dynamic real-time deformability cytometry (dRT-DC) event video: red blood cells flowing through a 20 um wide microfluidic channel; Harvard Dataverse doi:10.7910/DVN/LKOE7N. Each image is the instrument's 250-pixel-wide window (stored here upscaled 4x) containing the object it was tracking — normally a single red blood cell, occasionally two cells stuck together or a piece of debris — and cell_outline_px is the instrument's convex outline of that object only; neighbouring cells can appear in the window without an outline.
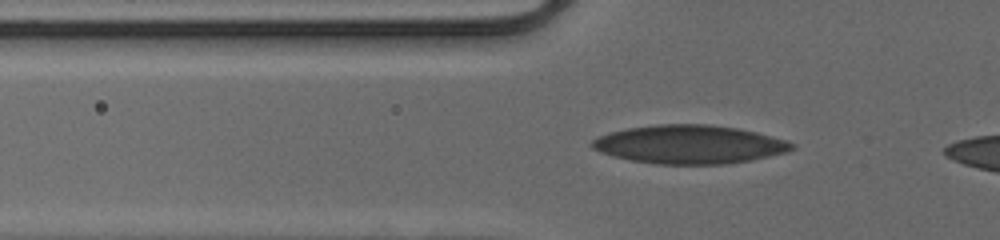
{"species": "human", "species_latin": "Homo sapiens", "temperature_condition": "cold", "stored_images_in_passage": 35, "camera_frame_rate_fps": 3000, "um_per_image_px": 0.085, "donor": {"sex": "male"}, "frame": {"image": 1, "passage_image": 6, "time_ms": 1.667, "image_size_px": [1000, 240], "cell_outline_px": [[796, 148], [788, 152], [752, 160], [724, 164], [656, 164], [632, 160], [612, 156], [600, 152], [592, 148], [588, 144], [592, 140], [600, 136], [612, 132], [628, 128], [656, 124], [708, 124], [736, 128], [756, 132], [788, 140], [796, 144]], "centroid_in_image_um": [58.63, 12.28], "position_along_channel_um": 67.2, "area_um2": 45.03}}
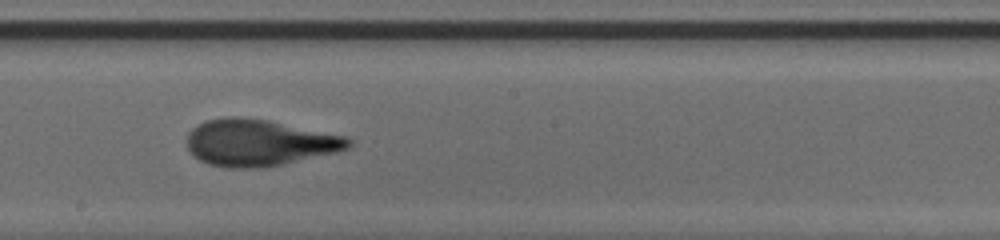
{"frame": {"image": 2, "passage_image": 18, "time_ms": 5.667, "image_size_px": [1000, 240], "cell_outline_px": [[352, 144], [348, 148], [336, 152], [280, 164], [260, 168], [228, 168], [208, 164], [200, 160], [188, 152], [188, 132], [192, 128], [204, 120], [228, 116], [236, 116], [268, 120], [344, 136], [352, 140]], "centroid_in_image_um": [21.97, 12.12], "position_along_channel_um": 226.2, "area_um2": 43.64}}
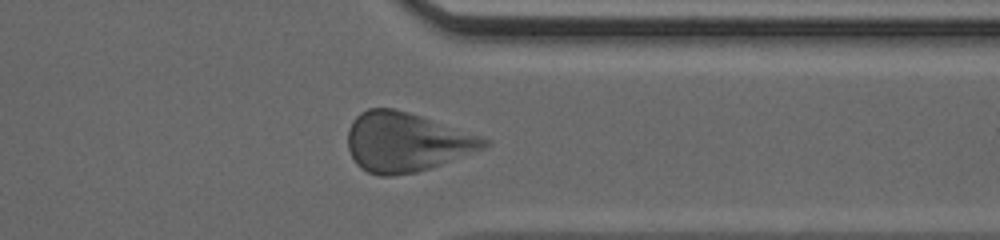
{"frame": {"image": 3, "passage_image": 29, "time_ms": 9.333, "image_size_px": [1000, 240], "cell_outline_px": [[492, 144], [484, 148], [440, 164], [416, 172], [392, 176], [380, 176], [368, 172], [360, 168], [356, 164], [348, 148], [348, 128], [352, 120], [360, 112], [368, 108], [396, 108], [484, 136]], "centroid_in_image_um": [34.52, 12.06], "position_along_channel_um": 376.9, "area_um2": 47.16}}